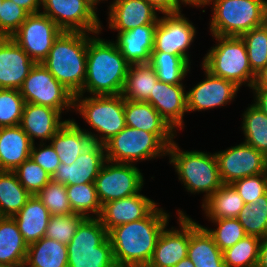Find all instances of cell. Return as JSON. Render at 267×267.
Segmentation results:
<instances>
[{"instance_id":"1","label":"cell","mask_w":267,"mask_h":267,"mask_svg":"<svg viewBox=\"0 0 267 267\" xmlns=\"http://www.w3.org/2000/svg\"><path fill=\"white\" fill-rule=\"evenodd\" d=\"M170 214L158 205L144 218L112 228L108 232L117 267H147L157 239Z\"/></svg>"},{"instance_id":"2","label":"cell","mask_w":267,"mask_h":267,"mask_svg":"<svg viewBox=\"0 0 267 267\" xmlns=\"http://www.w3.org/2000/svg\"><path fill=\"white\" fill-rule=\"evenodd\" d=\"M99 34H92L88 39L86 77L79 94H122L130 64L112 40L100 38Z\"/></svg>"},{"instance_id":"3","label":"cell","mask_w":267,"mask_h":267,"mask_svg":"<svg viewBox=\"0 0 267 267\" xmlns=\"http://www.w3.org/2000/svg\"><path fill=\"white\" fill-rule=\"evenodd\" d=\"M90 34L93 33L62 31L42 62L54 78L74 96L82 91L85 82Z\"/></svg>"},{"instance_id":"4","label":"cell","mask_w":267,"mask_h":267,"mask_svg":"<svg viewBox=\"0 0 267 267\" xmlns=\"http://www.w3.org/2000/svg\"><path fill=\"white\" fill-rule=\"evenodd\" d=\"M169 163L175 168L179 181L192 194H203V201L223 184L215 154L198 150H180L174 141L168 147Z\"/></svg>"},{"instance_id":"5","label":"cell","mask_w":267,"mask_h":267,"mask_svg":"<svg viewBox=\"0 0 267 267\" xmlns=\"http://www.w3.org/2000/svg\"><path fill=\"white\" fill-rule=\"evenodd\" d=\"M124 102L121 94L90 97L78 94L74 96V112H78L85 123L97 132L83 129L93 142L104 145L126 127Z\"/></svg>"},{"instance_id":"6","label":"cell","mask_w":267,"mask_h":267,"mask_svg":"<svg viewBox=\"0 0 267 267\" xmlns=\"http://www.w3.org/2000/svg\"><path fill=\"white\" fill-rule=\"evenodd\" d=\"M215 46L203 57L201 66L212 75L234 82L238 87L252 88L256 74L252 71L247 50L241 37L216 36Z\"/></svg>"},{"instance_id":"7","label":"cell","mask_w":267,"mask_h":267,"mask_svg":"<svg viewBox=\"0 0 267 267\" xmlns=\"http://www.w3.org/2000/svg\"><path fill=\"white\" fill-rule=\"evenodd\" d=\"M68 267H117L108 231L99 218H84L67 244Z\"/></svg>"},{"instance_id":"8","label":"cell","mask_w":267,"mask_h":267,"mask_svg":"<svg viewBox=\"0 0 267 267\" xmlns=\"http://www.w3.org/2000/svg\"><path fill=\"white\" fill-rule=\"evenodd\" d=\"M211 4V35L240 37L265 24L266 0H206Z\"/></svg>"},{"instance_id":"9","label":"cell","mask_w":267,"mask_h":267,"mask_svg":"<svg viewBox=\"0 0 267 267\" xmlns=\"http://www.w3.org/2000/svg\"><path fill=\"white\" fill-rule=\"evenodd\" d=\"M106 160L137 164L168 155V147L154 134L126 126L105 144Z\"/></svg>"},{"instance_id":"10","label":"cell","mask_w":267,"mask_h":267,"mask_svg":"<svg viewBox=\"0 0 267 267\" xmlns=\"http://www.w3.org/2000/svg\"><path fill=\"white\" fill-rule=\"evenodd\" d=\"M20 93L25 103L50 107L64 113L74 108V95L42 63H36L25 78Z\"/></svg>"},{"instance_id":"11","label":"cell","mask_w":267,"mask_h":267,"mask_svg":"<svg viewBox=\"0 0 267 267\" xmlns=\"http://www.w3.org/2000/svg\"><path fill=\"white\" fill-rule=\"evenodd\" d=\"M41 9L62 31L100 33L102 23L90 0H41Z\"/></svg>"},{"instance_id":"12","label":"cell","mask_w":267,"mask_h":267,"mask_svg":"<svg viewBox=\"0 0 267 267\" xmlns=\"http://www.w3.org/2000/svg\"><path fill=\"white\" fill-rule=\"evenodd\" d=\"M101 205L138 194L144 185L143 173L136 164L114 163L106 160L95 179Z\"/></svg>"},{"instance_id":"13","label":"cell","mask_w":267,"mask_h":267,"mask_svg":"<svg viewBox=\"0 0 267 267\" xmlns=\"http://www.w3.org/2000/svg\"><path fill=\"white\" fill-rule=\"evenodd\" d=\"M62 30L44 13L29 14L18 30L11 36L24 52L35 62L42 63L48 56L55 39Z\"/></svg>"},{"instance_id":"14","label":"cell","mask_w":267,"mask_h":267,"mask_svg":"<svg viewBox=\"0 0 267 267\" xmlns=\"http://www.w3.org/2000/svg\"><path fill=\"white\" fill-rule=\"evenodd\" d=\"M196 27L181 12L159 17L155 28L152 52H164L182 57L191 65L189 48L196 37Z\"/></svg>"},{"instance_id":"15","label":"cell","mask_w":267,"mask_h":267,"mask_svg":"<svg viewBox=\"0 0 267 267\" xmlns=\"http://www.w3.org/2000/svg\"><path fill=\"white\" fill-rule=\"evenodd\" d=\"M214 154L224 184L267 172V157L244 141Z\"/></svg>"},{"instance_id":"16","label":"cell","mask_w":267,"mask_h":267,"mask_svg":"<svg viewBox=\"0 0 267 267\" xmlns=\"http://www.w3.org/2000/svg\"><path fill=\"white\" fill-rule=\"evenodd\" d=\"M179 230L175 227L161 231L147 267H174L187 257L191 235V218L177 209Z\"/></svg>"},{"instance_id":"17","label":"cell","mask_w":267,"mask_h":267,"mask_svg":"<svg viewBox=\"0 0 267 267\" xmlns=\"http://www.w3.org/2000/svg\"><path fill=\"white\" fill-rule=\"evenodd\" d=\"M205 79L186 92L187 111H205L231 103L240 90L234 82L212 75L203 66Z\"/></svg>"},{"instance_id":"18","label":"cell","mask_w":267,"mask_h":267,"mask_svg":"<svg viewBox=\"0 0 267 267\" xmlns=\"http://www.w3.org/2000/svg\"><path fill=\"white\" fill-rule=\"evenodd\" d=\"M105 161V146L94 142L71 165L61 163L52 175V181L66 186L94 183Z\"/></svg>"},{"instance_id":"19","label":"cell","mask_w":267,"mask_h":267,"mask_svg":"<svg viewBox=\"0 0 267 267\" xmlns=\"http://www.w3.org/2000/svg\"><path fill=\"white\" fill-rule=\"evenodd\" d=\"M36 63L10 37H0V89L20 90Z\"/></svg>"},{"instance_id":"20","label":"cell","mask_w":267,"mask_h":267,"mask_svg":"<svg viewBox=\"0 0 267 267\" xmlns=\"http://www.w3.org/2000/svg\"><path fill=\"white\" fill-rule=\"evenodd\" d=\"M108 10V27L118 33L142 25H157L160 17L145 0H113Z\"/></svg>"},{"instance_id":"21","label":"cell","mask_w":267,"mask_h":267,"mask_svg":"<svg viewBox=\"0 0 267 267\" xmlns=\"http://www.w3.org/2000/svg\"><path fill=\"white\" fill-rule=\"evenodd\" d=\"M157 204L144 194L138 193L103 204L98 218L109 232L118 225L146 217Z\"/></svg>"},{"instance_id":"22","label":"cell","mask_w":267,"mask_h":267,"mask_svg":"<svg viewBox=\"0 0 267 267\" xmlns=\"http://www.w3.org/2000/svg\"><path fill=\"white\" fill-rule=\"evenodd\" d=\"M147 103H150L175 131L183 130V118L188 112L184 84H169L158 80Z\"/></svg>"},{"instance_id":"23","label":"cell","mask_w":267,"mask_h":267,"mask_svg":"<svg viewBox=\"0 0 267 267\" xmlns=\"http://www.w3.org/2000/svg\"><path fill=\"white\" fill-rule=\"evenodd\" d=\"M124 115L126 126L154 133L167 147L177 136V132L150 103L125 99Z\"/></svg>"},{"instance_id":"24","label":"cell","mask_w":267,"mask_h":267,"mask_svg":"<svg viewBox=\"0 0 267 267\" xmlns=\"http://www.w3.org/2000/svg\"><path fill=\"white\" fill-rule=\"evenodd\" d=\"M62 113L47 106L25 103L20 126L33 144L48 142L67 122L62 120Z\"/></svg>"},{"instance_id":"25","label":"cell","mask_w":267,"mask_h":267,"mask_svg":"<svg viewBox=\"0 0 267 267\" xmlns=\"http://www.w3.org/2000/svg\"><path fill=\"white\" fill-rule=\"evenodd\" d=\"M157 25H142L117 34L113 41L129 64L149 63Z\"/></svg>"},{"instance_id":"26","label":"cell","mask_w":267,"mask_h":267,"mask_svg":"<svg viewBox=\"0 0 267 267\" xmlns=\"http://www.w3.org/2000/svg\"><path fill=\"white\" fill-rule=\"evenodd\" d=\"M32 146L20 125L0 127V171H14L30 158Z\"/></svg>"},{"instance_id":"27","label":"cell","mask_w":267,"mask_h":267,"mask_svg":"<svg viewBox=\"0 0 267 267\" xmlns=\"http://www.w3.org/2000/svg\"><path fill=\"white\" fill-rule=\"evenodd\" d=\"M88 135L75 119H68L60 130L50 139L61 163L71 165L77 157L93 144Z\"/></svg>"},{"instance_id":"28","label":"cell","mask_w":267,"mask_h":267,"mask_svg":"<svg viewBox=\"0 0 267 267\" xmlns=\"http://www.w3.org/2000/svg\"><path fill=\"white\" fill-rule=\"evenodd\" d=\"M50 216V212L41 200L36 195H32L13 218L24 241L30 245L45 237Z\"/></svg>"},{"instance_id":"29","label":"cell","mask_w":267,"mask_h":267,"mask_svg":"<svg viewBox=\"0 0 267 267\" xmlns=\"http://www.w3.org/2000/svg\"><path fill=\"white\" fill-rule=\"evenodd\" d=\"M187 257L195 267H225L223 253L203 225L191 218Z\"/></svg>"},{"instance_id":"30","label":"cell","mask_w":267,"mask_h":267,"mask_svg":"<svg viewBox=\"0 0 267 267\" xmlns=\"http://www.w3.org/2000/svg\"><path fill=\"white\" fill-rule=\"evenodd\" d=\"M28 244L13 217H0V264L24 265Z\"/></svg>"},{"instance_id":"31","label":"cell","mask_w":267,"mask_h":267,"mask_svg":"<svg viewBox=\"0 0 267 267\" xmlns=\"http://www.w3.org/2000/svg\"><path fill=\"white\" fill-rule=\"evenodd\" d=\"M244 205L233 185L223 183L215 193L202 202V210L209 220L237 218Z\"/></svg>"},{"instance_id":"32","label":"cell","mask_w":267,"mask_h":267,"mask_svg":"<svg viewBox=\"0 0 267 267\" xmlns=\"http://www.w3.org/2000/svg\"><path fill=\"white\" fill-rule=\"evenodd\" d=\"M24 267H68L67 245L41 238L28 245Z\"/></svg>"},{"instance_id":"33","label":"cell","mask_w":267,"mask_h":267,"mask_svg":"<svg viewBox=\"0 0 267 267\" xmlns=\"http://www.w3.org/2000/svg\"><path fill=\"white\" fill-rule=\"evenodd\" d=\"M157 81L156 71L149 63L130 64L121 95L126 100L147 102Z\"/></svg>"},{"instance_id":"34","label":"cell","mask_w":267,"mask_h":267,"mask_svg":"<svg viewBox=\"0 0 267 267\" xmlns=\"http://www.w3.org/2000/svg\"><path fill=\"white\" fill-rule=\"evenodd\" d=\"M32 195L14 171H0V217H13Z\"/></svg>"},{"instance_id":"35","label":"cell","mask_w":267,"mask_h":267,"mask_svg":"<svg viewBox=\"0 0 267 267\" xmlns=\"http://www.w3.org/2000/svg\"><path fill=\"white\" fill-rule=\"evenodd\" d=\"M242 117L244 142L267 157V115L252 103Z\"/></svg>"},{"instance_id":"36","label":"cell","mask_w":267,"mask_h":267,"mask_svg":"<svg viewBox=\"0 0 267 267\" xmlns=\"http://www.w3.org/2000/svg\"><path fill=\"white\" fill-rule=\"evenodd\" d=\"M149 64L155 69L158 80L169 84H183L182 80L191 70L182 57L164 52H152Z\"/></svg>"},{"instance_id":"37","label":"cell","mask_w":267,"mask_h":267,"mask_svg":"<svg viewBox=\"0 0 267 267\" xmlns=\"http://www.w3.org/2000/svg\"><path fill=\"white\" fill-rule=\"evenodd\" d=\"M66 191L73 213L83 215L85 218L99 217L102 205L95 183L69 185L66 186Z\"/></svg>"},{"instance_id":"38","label":"cell","mask_w":267,"mask_h":267,"mask_svg":"<svg viewBox=\"0 0 267 267\" xmlns=\"http://www.w3.org/2000/svg\"><path fill=\"white\" fill-rule=\"evenodd\" d=\"M246 235L267 236V192L251 204H245L237 217Z\"/></svg>"},{"instance_id":"39","label":"cell","mask_w":267,"mask_h":267,"mask_svg":"<svg viewBox=\"0 0 267 267\" xmlns=\"http://www.w3.org/2000/svg\"><path fill=\"white\" fill-rule=\"evenodd\" d=\"M261 240L247 235L234 246L222 251L225 267H256Z\"/></svg>"},{"instance_id":"40","label":"cell","mask_w":267,"mask_h":267,"mask_svg":"<svg viewBox=\"0 0 267 267\" xmlns=\"http://www.w3.org/2000/svg\"><path fill=\"white\" fill-rule=\"evenodd\" d=\"M245 43L252 71L257 75L267 65V24L240 36Z\"/></svg>"},{"instance_id":"41","label":"cell","mask_w":267,"mask_h":267,"mask_svg":"<svg viewBox=\"0 0 267 267\" xmlns=\"http://www.w3.org/2000/svg\"><path fill=\"white\" fill-rule=\"evenodd\" d=\"M208 221L214 223L216 229L203 227L212 236L214 243L221 251L234 246L237 242L247 236L237 218H220Z\"/></svg>"},{"instance_id":"42","label":"cell","mask_w":267,"mask_h":267,"mask_svg":"<svg viewBox=\"0 0 267 267\" xmlns=\"http://www.w3.org/2000/svg\"><path fill=\"white\" fill-rule=\"evenodd\" d=\"M36 196L48 209L51 216L68 215L73 213L65 184L53 182L51 180L36 194Z\"/></svg>"},{"instance_id":"43","label":"cell","mask_w":267,"mask_h":267,"mask_svg":"<svg viewBox=\"0 0 267 267\" xmlns=\"http://www.w3.org/2000/svg\"><path fill=\"white\" fill-rule=\"evenodd\" d=\"M24 105L20 90L0 89V127L20 125Z\"/></svg>"},{"instance_id":"44","label":"cell","mask_w":267,"mask_h":267,"mask_svg":"<svg viewBox=\"0 0 267 267\" xmlns=\"http://www.w3.org/2000/svg\"><path fill=\"white\" fill-rule=\"evenodd\" d=\"M14 172L19 182L31 195H36L52 180L51 175L31 158L19 165Z\"/></svg>"},{"instance_id":"45","label":"cell","mask_w":267,"mask_h":267,"mask_svg":"<svg viewBox=\"0 0 267 267\" xmlns=\"http://www.w3.org/2000/svg\"><path fill=\"white\" fill-rule=\"evenodd\" d=\"M84 218L83 215L77 213L50 216L45 237L67 245L74 237L78 225Z\"/></svg>"},{"instance_id":"46","label":"cell","mask_w":267,"mask_h":267,"mask_svg":"<svg viewBox=\"0 0 267 267\" xmlns=\"http://www.w3.org/2000/svg\"><path fill=\"white\" fill-rule=\"evenodd\" d=\"M29 13L11 0H3L0 9V37H10L27 19Z\"/></svg>"},{"instance_id":"47","label":"cell","mask_w":267,"mask_h":267,"mask_svg":"<svg viewBox=\"0 0 267 267\" xmlns=\"http://www.w3.org/2000/svg\"><path fill=\"white\" fill-rule=\"evenodd\" d=\"M245 204H251L267 192V172L248 176L232 183Z\"/></svg>"},{"instance_id":"48","label":"cell","mask_w":267,"mask_h":267,"mask_svg":"<svg viewBox=\"0 0 267 267\" xmlns=\"http://www.w3.org/2000/svg\"><path fill=\"white\" fill-rule=\"evenodd\" d=\"M37 147L33 144L30 158L52 177L57 167L61 164L60 159L50 142L49 145L45 142L40 143Z\"/></svg>"},{"instance_id":"49","label":"cell","mask_w":267,"mask_h":267,"mask_svg":"<svg viewBox=\"0 0 267 267\" xmlns=\"http://www.w3.org/2000/svg\"><path fill=\"white\" fill-rule=\"evenodd\" d=\"M145 1L148 2L158 13L161 12L163 15L182 12L172 2V0H145Z\"/></svg>"},{"instance_id":"50","label":"cell","mask_w":267,"mask_h":267,"mask_svg":"<svg viewBox=\"0 0 267 267\" xmlns=\"http://www.w3.org/2000/svg\"><path fill=\"white\" fill-rule=\"evenodd\" d=\"M254 94L253 104L267 115V88H251Z\"/></svg>"},{"instance_id":"51","label":"cell","mask_w":267,"mask_h":267,"mask_svg":"<svg viewBox=\"0 0 267 267\" xmlns=\"http://www.w3.org/2000/svg\"><path fill=\"white\" fill-rule=\"evenodd\" d=\"M16 5L26 10L29 14L41 11V0H11Z\"/></svg>"},{"instance_id":"52","label":"cell","mask_w":267,"mask_h":267,"mask_svg":"<svg viewBox=\"0 0 267 267\" xmlns=\"http://www.w3.org/2000/svg\"><path fill=\"white\" fill-rule=\"evenodd\" d=\"M256 267H267V236L261 240Z\"/></svg>"},{"instance_id":"53","label":"cell","mask_w":267,"mask_h":267,"mask_svg":"<svg viewBox=\"0 0 267 267\" xmlns=\"http://www.w3.org/2000/svg\"><path fill=\"white\" fill-rule=\"evenodd\" d=\"M172 2L180 9V10H182L181 9V5H183L184 6V4H185V6H191V7H193L194 8V6H196L197 7V9L199 8V7H205L206 6V0H172Z\"/></svg>"},{"instance_id":"54","label":"cell","mask_w":267,"mask_h":267,"mask_svg":"<svg viewBox=\"0 0 267 267\" xmlns=\"http://www.w3.org/2000/svg\"><path fill=\"white\" fill-rule=\"evenodd\" d=\"M252 88H267V65L256 75Z\"/></svg>"},{"instance_id":"55","label":"cell","mask_w":267,"mask_h":267,"mask_svg":"<svg viewBox=\"0 0 267 267\" xmlns=\"http://www.w3.org/2000/svg\"><path fill=\"white\" fill-rule=\"evenodd\" d=\"M174 267H195V266L192 263V261L188 257H186L179 263H177Z\"/></svg>"},{"instance_id":"56","label":"cell","mask_w":267,"mask_h":267,"mask_svg":"<svg viewBox=\"0 0 267 267\" xmlns=\"http://www.w3.org/2000/svg\"><path fill=\"white\" fill-rule=\"evenodd\" d=\"M0 267H24V265H16V264H0Z\"/></svg>"},{"instance_id":"57","label":"cell","mask_w":267,"mask_h":267,"mask_svg":"<svg viewBox=\"0 0 267 267\" xmlns=\"http://www.w3.org/2000/svg\"><path fill=\"white\" fill-rule=\"evenodd\" d=\"M95 6H98V3H100L101 1H107V0H90Z\"/></svg>"},{"instance_id":"58","label":"cell","mask_w":267,"mask_h":267,"mask_svg":"<svg viewBox=\"0 0 267 267\" xmlns=\"http://www.w3.org/2000/svg\"><path fill=\"white\" fill-rule=\"evenodd\" d=\"M265 23L267 24V0H266V14H265Z\"/></svg>"},{"instance_id":"59","label":"cell","mask_w":267,"mask_h":267,"mask_svg":"<svg viewBox=\"0 0 267 267\" xmlns=\"http://www.w3.org/2000/svg\"><path fill=\"white\" fill-rule=\"evenodd\" d=\"M2 3H3V0H0V9H1Z\"/></svg>"}]
</instances>
